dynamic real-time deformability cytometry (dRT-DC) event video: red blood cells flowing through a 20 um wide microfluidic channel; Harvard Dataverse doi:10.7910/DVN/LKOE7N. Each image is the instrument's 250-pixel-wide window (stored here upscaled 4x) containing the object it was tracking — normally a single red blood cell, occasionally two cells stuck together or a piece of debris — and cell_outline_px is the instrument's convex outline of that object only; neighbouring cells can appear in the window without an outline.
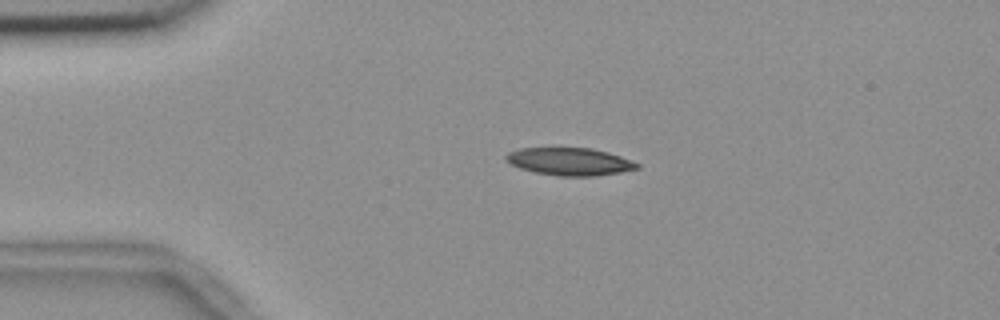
{"species": "common noctule bat (a hibernating species)", "species_latin": "Nyctalus noctula", "temperature_condition": "room temperature", "stored_images_in_passage": 4, "camera_frame_rate_fps": 3000, "um_per_image_px": 0.085, "animal": {"sex": "female", "body_mass_g": 18.4}, "frame": {"image": 1, "passage_image": 3, "time_ms": 0.667, "image_size_px": [1000, 320], "cell_outline_px": [[640, 168], [620, 172], [596, 176], [560, 176], [536, 172], [520, 168], [504, 160], [504, 156], [508, 152], [520, 148], [592, 148], [608, 152], [620, 156], [640, 164]], "centroid_in_image_um": [48.42, 13.73], "position_along_channel_um": 36.6, "area_um2": 21.04}}
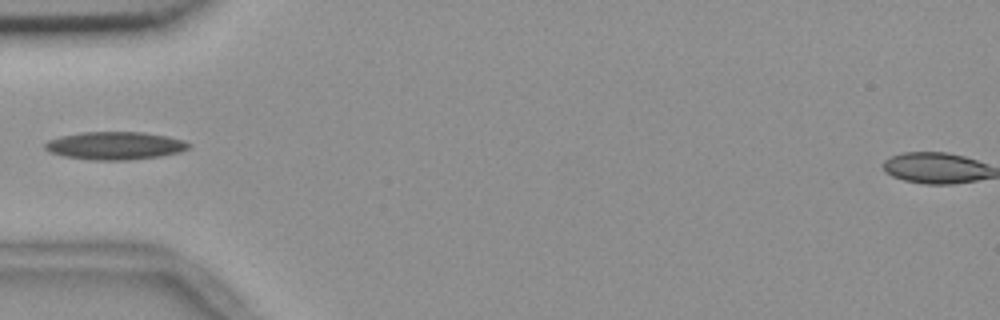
{"frame": {"image": 2, "passage_image": 4, "time_ms": 1.0, "image_size_px": [1000, 320], "cell_outline_px": [[192, 144], [188, 148], [180, 152], [160, 156], [128, 160], [88, 160], [64, 156], [48, 152], [44, 148], [44, 144], [48, 140], [60, 136], [84, 132], [140, 132], [168, 136], [184, 140]], "centroid_in_image_um": [9.76, 12.38], "position_along_channel_um": 75.2, "area_um2": 23.47}}